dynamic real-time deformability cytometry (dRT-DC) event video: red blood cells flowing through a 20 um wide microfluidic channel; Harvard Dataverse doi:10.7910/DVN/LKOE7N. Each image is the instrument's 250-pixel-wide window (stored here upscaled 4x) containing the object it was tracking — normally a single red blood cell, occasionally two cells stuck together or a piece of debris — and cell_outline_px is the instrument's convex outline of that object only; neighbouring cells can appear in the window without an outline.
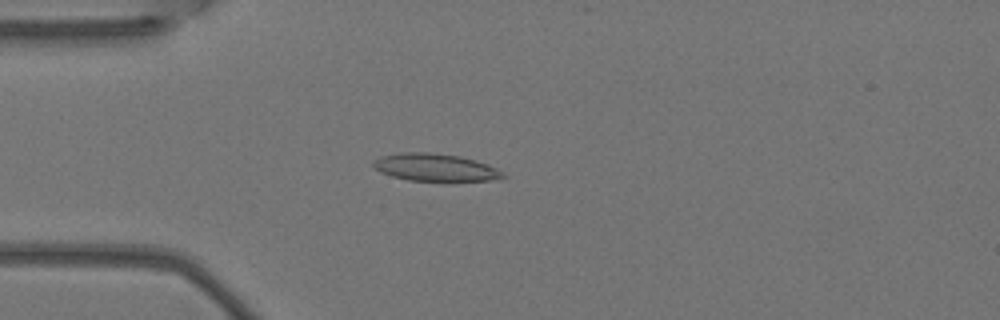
{"species": "Egyptian fruit bat (a non-hibernating species)", "species_latin": "Rousettus aegyptiacus", "temperature_condition": "warm", "stored_images_in_passage": 4, "camera_frame_rate_fps": 3000, "um_per_image_px": 0.085, "animal": {"sex": "female"}, "frame": {"image": 1, "passage_image": 4, "time_ms": 1.0, "image_size_px": [1000, 320], "cell_outline_px": [[508, 176], [488, 180], [408, 180], [392, 176], [380, 172], [372, 164], [372, 160], [380, 156], [400, 152], [428, 152], [460, 156], [476, 160], [488, 164], [504, 172]], "centroid_in_image_um": [36.97, 14.21], "position_along_channel_um": 48.0, "area_um2": 20.63}}